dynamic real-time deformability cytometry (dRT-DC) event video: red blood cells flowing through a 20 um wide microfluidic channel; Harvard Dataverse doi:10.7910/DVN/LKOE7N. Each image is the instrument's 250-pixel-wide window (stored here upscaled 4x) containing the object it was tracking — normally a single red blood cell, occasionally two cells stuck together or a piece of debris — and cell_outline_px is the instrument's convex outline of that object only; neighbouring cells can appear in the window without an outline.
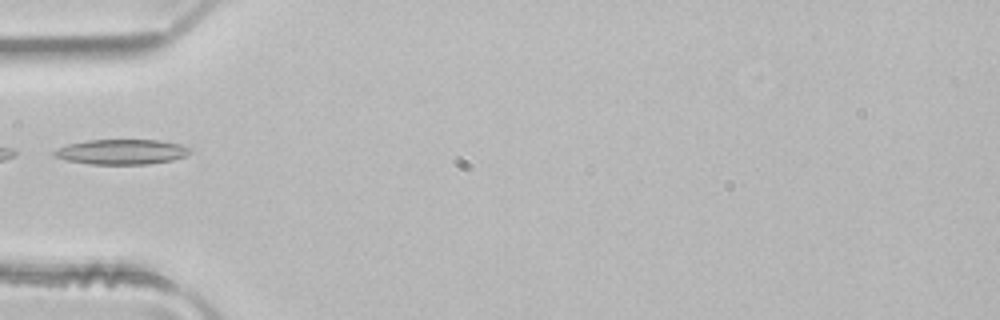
{"species": "common noctule bat (a hibernating species)", "species_latin": "Nyctalus noctula", "temperature_condition": "room temperature", "stored_images_in_passage": 5, "segment_of_instrument_passage": [2, 2], "camera_frame_rate_fps": 3000, "um_per_image_px": 0.085, "animal": {"sex": "male", "body_mass_g": 21.5, "forearm_length_mm": 52.0}, "frame": {"image": 1, "passage_image": 5, "time_ms": 1.333, "image_size_px": [1000, 320], "cell_outline_px": [[192, 148], [184, 156], [172, 160], [148, 164], [88, 164], [68, 160], [52, 156], [52, 152], [68, 144], [88, 140], [160, 140], [180, 144]], "centroid_in_image_um": [10.33, 12.9], "position_along_channel_um": 74.7, "area_um2": 19.71}}